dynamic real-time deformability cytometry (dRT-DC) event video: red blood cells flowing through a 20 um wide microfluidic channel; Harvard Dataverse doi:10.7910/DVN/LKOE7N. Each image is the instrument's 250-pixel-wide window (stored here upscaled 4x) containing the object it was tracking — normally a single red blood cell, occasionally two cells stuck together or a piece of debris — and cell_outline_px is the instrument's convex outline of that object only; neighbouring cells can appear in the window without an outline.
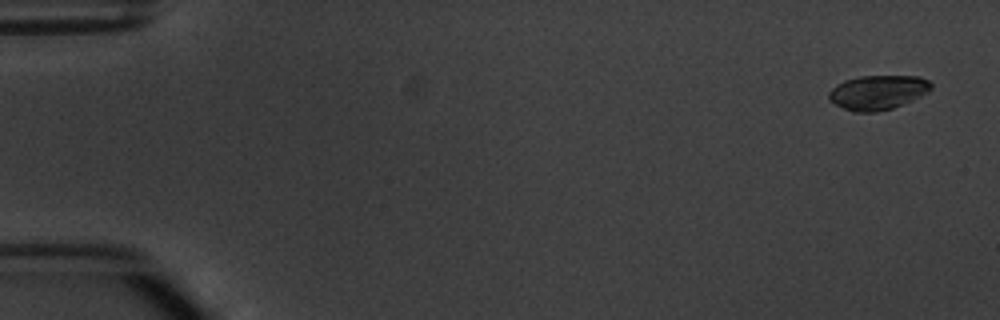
{"species": "common noctule bat (a hibernating species)", "species_latin": "Nyctalus noctula", "temperature_condition": "warm", "stored_images_in_passage": 6, "segment_of_instrument_passage": [1, 2], "camera_frame_rate_fps": 3000, "um_per_image_px": 0.085, "animal": {"sex": "male", "body_mass_g": 20.1, "forearm_length_mm": 53.5}, "frame": {"image": 1, "passage_image": 1, "time_ms": 0.0, "image_size_px": [1000, 320], "cell_outline_px": [[932, 88], [928, 92], [912, 100], [892, 108], [876, 112], [852, 112], [828, 100], [828, 92], [836, 84], [844, 80], [860, 76], [920, 76], [928, 80], [932, 84]], "centroid_in_image_um": [74.6, 7.84], "position_along_channel_um": 10.4, "area_um2": 20.58}}